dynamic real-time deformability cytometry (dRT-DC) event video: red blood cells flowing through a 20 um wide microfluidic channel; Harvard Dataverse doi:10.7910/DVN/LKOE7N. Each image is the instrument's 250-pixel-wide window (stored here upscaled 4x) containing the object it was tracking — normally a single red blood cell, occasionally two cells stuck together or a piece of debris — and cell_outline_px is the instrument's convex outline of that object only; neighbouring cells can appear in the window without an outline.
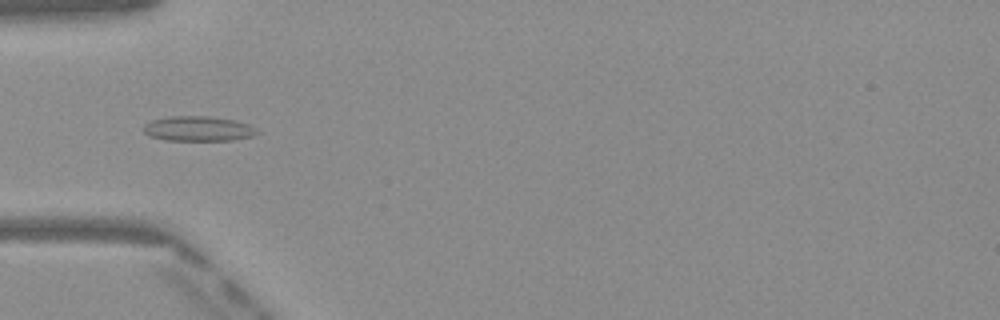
{"species": "Egyptian fruit bat (a non-hibernating species)", "species_latin": "Rousettus aegyptiacus", "temperature_condition": "warm", "stored_images_in_passage": 49, "camera_frame_rate_fps": 3000, "um_per_image_px": 0.085, "frame": {"image": 1, "passage_image": 16, "time_ms": 5.0, "image_size_px": [1000, 320], "cell_outline_px": [[260, 132], [252, 136], [232, 140], [164, 140], [148, 136], [144, 132], [144, 124], [152, 120], [168, 116], [208, 116], [236, 120], [248, 124], [256, 128]], "centroid_in_image_um": [16.84, 10.93], "position_along_channel_um": 68.2, "area_um2": 16.59}}
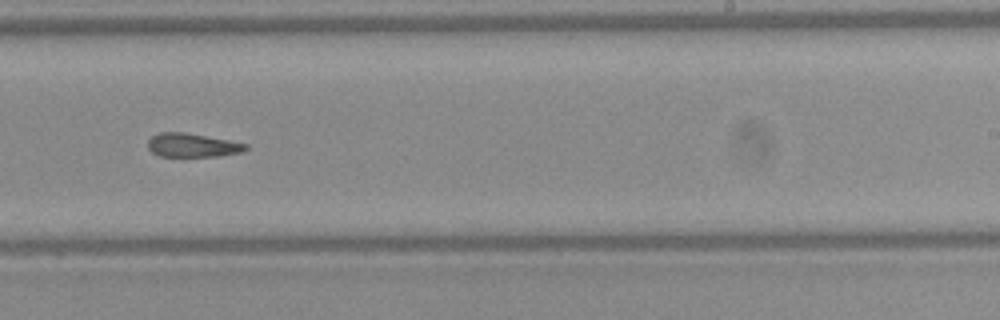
{"frame": {"image": 2, "passage_image": 31, "time_ms": 10.0, "image_size_px": [1000, 320], "cell_outline_px": [[248, 148], [240, 152], [220, 156], [160, 156], [152, 152], [148, 148], [148, 140], [152, 136], [160, 132], [184, 132], [228, 140], [248, 144]], "centroid_in_image_um": [16.34, 12.34], "position_along_channel_um": 272.7, "area_um2": 13.41}}
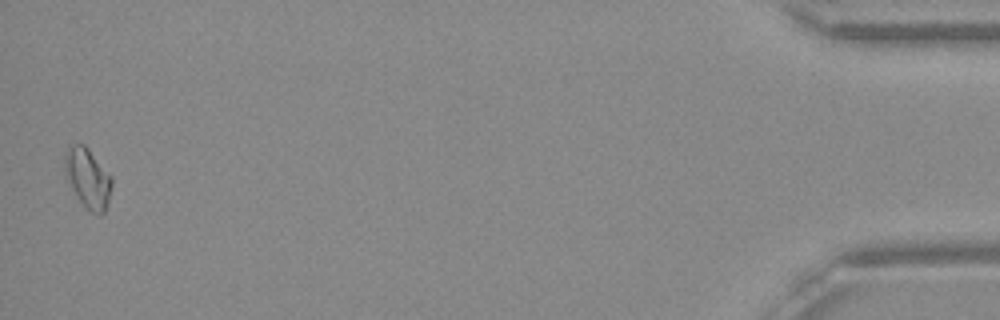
{"frame": {"image": 3, "passage_image": 49, "time_ms": 16.0, "image_size_px": [1000, 320], "cell_outline_px": [[112, 188], [108, 204], [104, 212], [100, 216], [92, 212], [80, 200], [72, 188], [64, 172], [64, 152], [68, 144], [84, 144], [88, 148], [112, 176]], "centroid_in_image_um": [7.47, 15.1], "position_along_channel_um": 427.7, "area_um2": 16.47}, "authors_computed_cell_mechanics": {"area_um2": 14.8546, "velocity_mm_per_s": 4.0881, "shape_relaxation_time_tau1_ms": null, "shape_relaxation_time_tau2_ms": 6.1271, "deformation_change_tau1": null, "deformation_change_tau2": 0.1338}}